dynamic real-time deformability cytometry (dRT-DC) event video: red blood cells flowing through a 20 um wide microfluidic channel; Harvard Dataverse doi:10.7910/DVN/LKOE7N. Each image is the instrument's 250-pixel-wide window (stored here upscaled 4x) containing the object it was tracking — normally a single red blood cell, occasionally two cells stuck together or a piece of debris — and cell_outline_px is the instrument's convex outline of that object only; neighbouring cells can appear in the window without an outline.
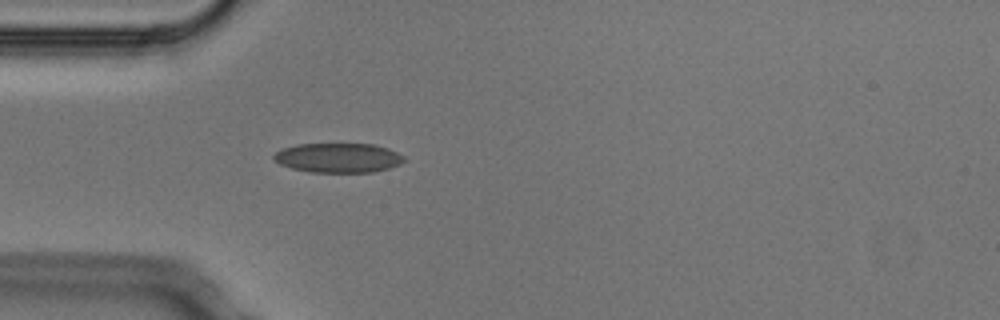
{"species": "Egyptian fruit bat (a non-hibernating species)", "species_latin": "Rousettus aegyptiacus", "temperature_condition": "cold", "stored_images_in_passage": 1, "camera_frame_rate_fps": 3000, "um_per_image_px": 0.085, "animal": {"sex": "male"}, "frame": {"image": 1, "passage_image": 1, "time_ms": 0.0, "image_size_px": [1000, 320], "cell_outline_px": [[408, 160], [400, 164], [388, 168], [372, 172], [308, 172], [292, 168], [280, 164], [272, 156], [280, 148], [296, 144], [372, 144], [388, 148], [404, 156]], "centroid_in_image_um": [28.75, 13.41], "position_along_channel_um": 56.2, "area_um2": 22.48}}